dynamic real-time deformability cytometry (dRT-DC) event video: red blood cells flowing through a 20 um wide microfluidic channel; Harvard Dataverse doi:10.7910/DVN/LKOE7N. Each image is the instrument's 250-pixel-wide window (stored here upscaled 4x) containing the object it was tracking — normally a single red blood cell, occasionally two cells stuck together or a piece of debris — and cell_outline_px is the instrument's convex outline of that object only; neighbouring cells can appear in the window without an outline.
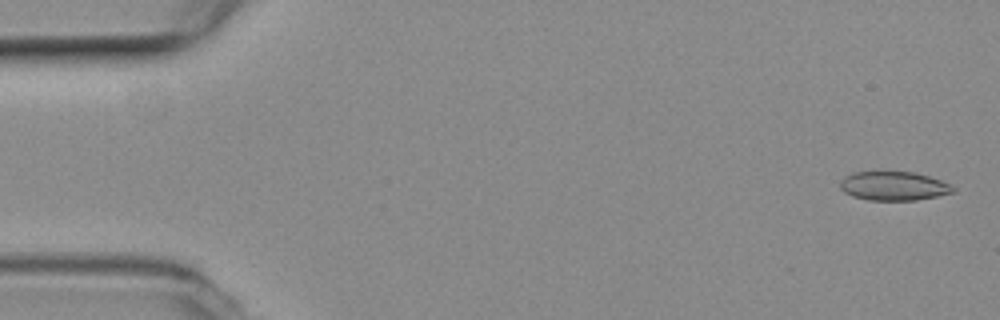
{"species": "common noctule bat (a hibernating species)", "species_latin": "Nyctalus noctula", "temperature_condition": "room temperature", "stored_images_in_passage": 4, "camera_frame_rate_fps": 3000, "um_per_image_px": 0.085, "animal": {"sex": "female", "body_mass_g": 19.3, "forearm_length_mm": 54.1}, "frame": {"image": 1, "passage_image": 1, "time_ms": 0.0, "image_size_px": [1000, 320], "cell_outline_px": [[956, 192], [916, 200], [868, 200], [852, 196], [844, 192], [840, 188], [840, 180], [844, 176], [852, 172], [912, 172], [928, 176], [940, 180], [956, 188]], "centroid_in_image_um": [75.94, 15.81], "position_along_channel_um": 9.1, "area_um2": 19.02}}
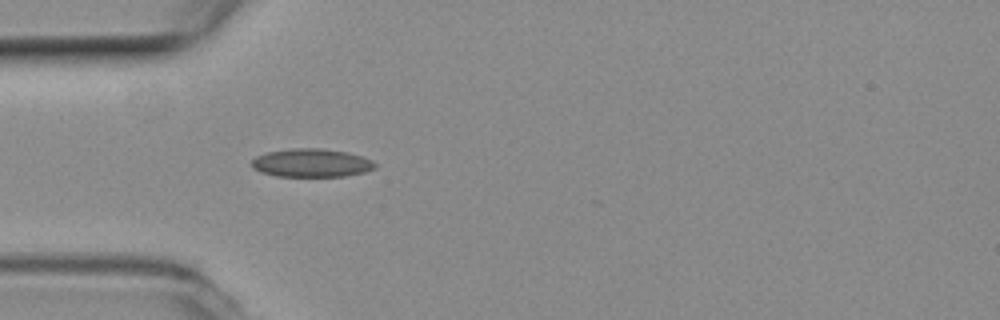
{"frame": {"image": 2, "passage_image": 4, "time_ms": 1.0, "image_size_px": [1000, 320], "cell_outline_px": [[376, 168], [364, 172], [344, 176], [276, 176], [260, 172], [252, 168], [252, 160], [256, 156], [268, 152], [292, 148], [320, 148], [348, 152], [364, 156], [372, 160], [376, 164]], "centroid_in_image_um": [26.49, 13.84], "position_along_channel_um": 58.5, "area_um2": 20.46}}